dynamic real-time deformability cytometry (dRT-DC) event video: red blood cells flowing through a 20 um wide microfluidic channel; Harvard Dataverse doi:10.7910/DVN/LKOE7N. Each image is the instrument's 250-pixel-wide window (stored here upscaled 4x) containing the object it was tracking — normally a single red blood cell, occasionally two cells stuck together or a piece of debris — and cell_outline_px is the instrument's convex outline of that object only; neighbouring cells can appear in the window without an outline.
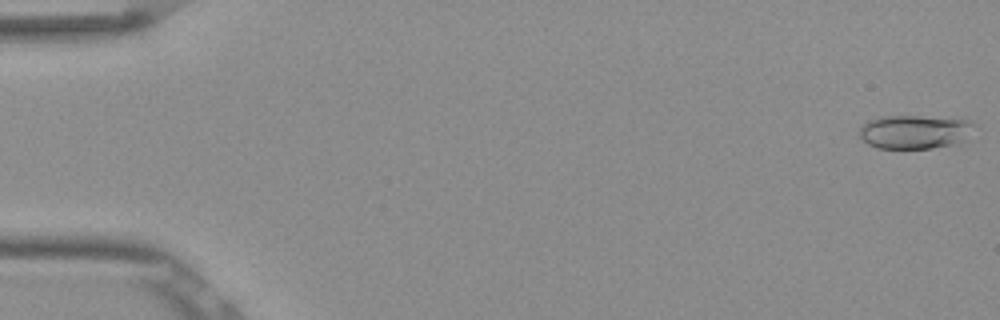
{"species": "Egyptian fruit bat (a non-hibernating species)", "species_latin": "Rousettus aegyptiacus", "temperature_condition": "room temperature", "stored_images_in_passage": 53, "camera_frame_rate_fps": 3000, "um_per_image_px": 0.085, "frame": {"image": 1, "passage_image": 1, "time_ms": 0.0, "image_size_px": [1000, 320], "cell_outline_px": [[976, 124], [968, 140], [960, 148], [876, 148], [868, 144], [860, 136], [860, 124], [868, 120], [880, 116], [964, 116]], "centroid_in_image_um": [77.95, 11.2], "position_along_channel_um": 7.0, "area_um2": 24.22}}
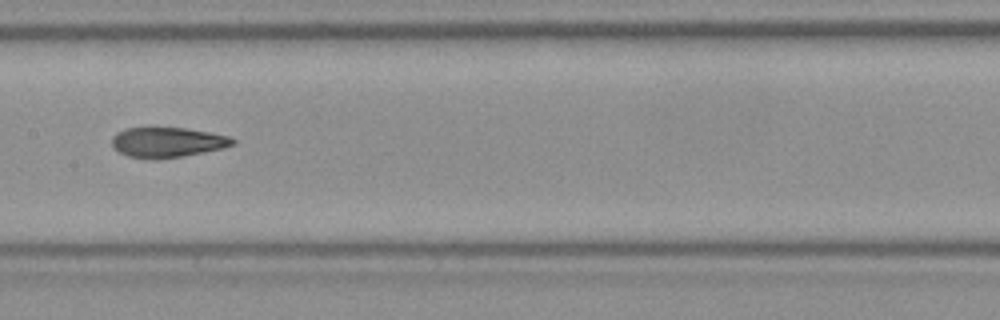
{"frame": {"image": 2, "passage_image": 27, "time_ms": 8.667, "image_size_px": [1000, 320], "cell_outline_px": [[236, 144], [224, 148], [184, 156], [160, 160], [152, 160], [128, 156], [112, 148], [112, 136], [116, 132], [124, 128], [188, 128], [228, 136], [236, 140]], "centroid_in_image_um": [14.21, 12.11], "position_along_channel_um": 193.2, "area_um2": 21.5}}
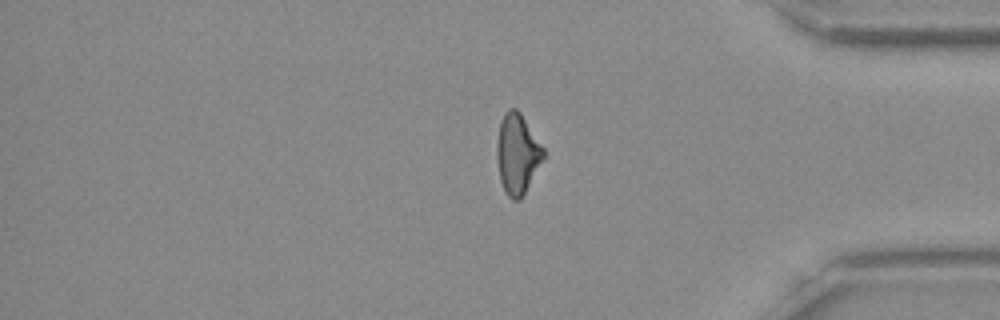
{"frame": {"image": 3, "passage_image": 44, "time_ms": 14.333, "image_size_px": [1000, 320], "cell_outline_px": [[544, 156], [520, 200], [512, 200], [508, 196], [500, 180], [496, 156], [496, 144], [500, 120], [504, 112], [508, 108], [516, 108], [520, 112], [544, 148]], "centroid_in_image_um": [43.94, 13.03], "position_along_channel_um": 391.3, "area_um2": 21.56}, "authors_computed_cell_mechanics": {"area_um2": 21.7328, "velocity_mm_per_s": 3.8725, "shape_relaxation_time_tau1_ms": null, "shape_relaxation_time_tau2_ms": 2.9409, "deformation_change_tau1": null, "deformation_change_tau2": 0.1145}}